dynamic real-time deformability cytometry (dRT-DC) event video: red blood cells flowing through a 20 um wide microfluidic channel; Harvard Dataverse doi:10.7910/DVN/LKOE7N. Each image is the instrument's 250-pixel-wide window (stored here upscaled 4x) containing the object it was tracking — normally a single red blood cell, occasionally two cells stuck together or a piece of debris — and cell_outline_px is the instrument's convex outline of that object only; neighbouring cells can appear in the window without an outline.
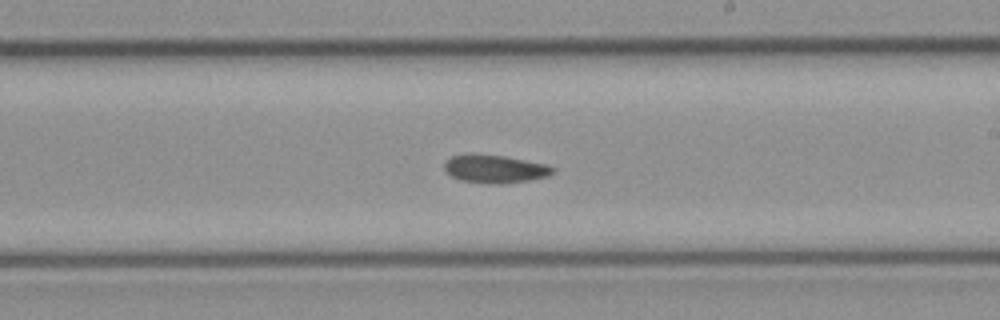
{"species": "common noctule bat (a hibernating species)", "species_latin": "Nyctalus noctula", "temperature_condition": "cold", "stored_images_in_passage": 17, "camera_frame_rate_fps": 3000, "um_per_image_px": 0.085, "animal": {"sex": "female", "body_mass_g": 21.9}, "frame": {"image": 1, "passage_image": 12, "time_ms": 3.667, "image_size_px": [1000, 320], "cell_outline_px": [[556, 172], [548, 176], [528, 180], [504, 184], [488, 184], [460, 180], [452, 176], [444, 168], [444, 164], [452, 156], [468, 152], [472, 152], [504, 156], [548, 164], [556, 168]], "centroid_in_image_um": [42.09, 14.34], "position_along_channel_um": 246.9, "area_um2": 18.15}}
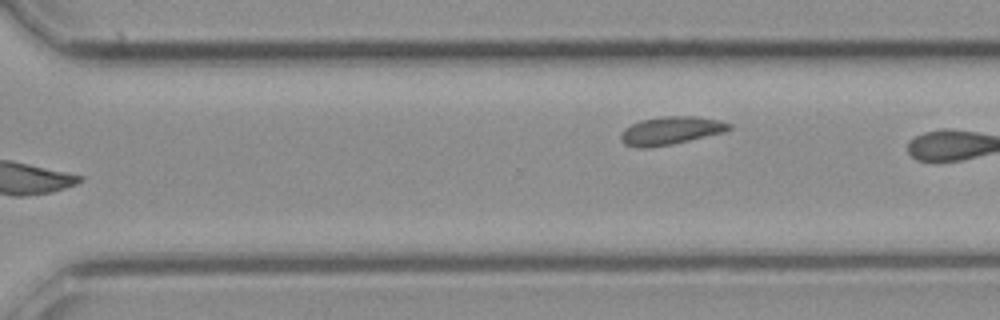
{"frame": {"image": 2, "passage_image": 17, "time_ms": 5.333, "image_size_px": [1000, 320], "cell_outline_px": [[732, 128], [724, 132], [672, 144], [648, 148], [636, 148], [624, 144], [620, 140], [620, 136], [624, 128], [640, 120], [660, 116], [696, 116], [720, 120], [732, 124]], "centroid_in_image_um": [56.99, 11.1], "position_along_channel_um": 313.6, "area_um2": 17.86}}